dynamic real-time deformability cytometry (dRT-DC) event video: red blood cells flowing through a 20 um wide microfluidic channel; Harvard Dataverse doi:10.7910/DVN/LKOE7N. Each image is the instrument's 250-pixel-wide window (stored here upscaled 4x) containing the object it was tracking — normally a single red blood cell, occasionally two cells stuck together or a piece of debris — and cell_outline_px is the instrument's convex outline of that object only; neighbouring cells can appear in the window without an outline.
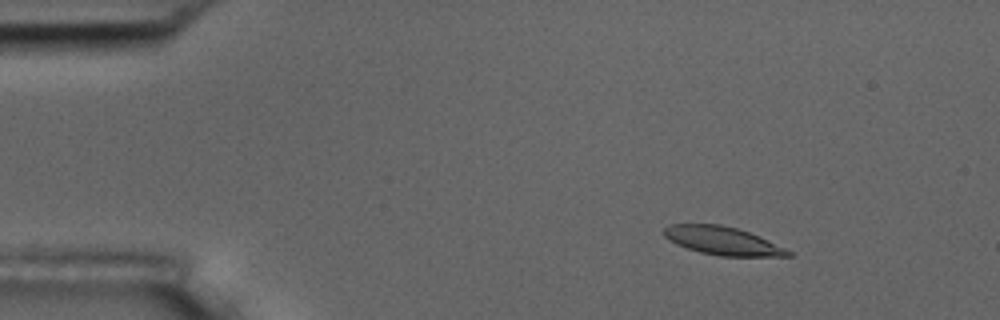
{"species": "common noctule bat (a hibernating species)", "species_latin": "Nyctalus noctula", "temperature_condition": "room temperature", "stored_images_in_passage": 15, "camera_frame_rate_fps": 3000, "um_per_image_px": 0.085, "animal": {"sex": "male", "body_mass_g": 17.5, "forearm_length_mm": 52.3}, "frame": {"image": 1, "passage_image": 3, "time_ms": 2.333, "image_size_px": [1000, 320], "cell_outline_px": [[792, 256], [720, 256], [700, 252], [676, 244], [664, 236], [660, 232], [668, 224], [720, 224], [736, 228], [748, 232], [784, 248], [792, 252]], "centroid_in_image_um": [61.34, 20.46], "position_along_channel_um": 23.7, "area_um2": 20.17}}
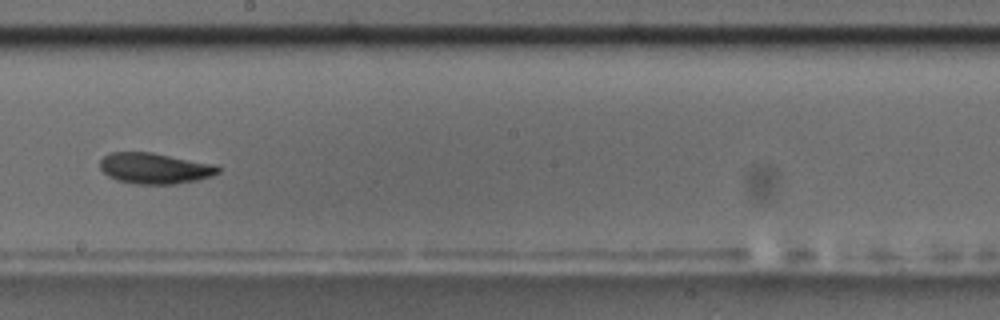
{"frame": {"image": 2, "passage_image": 9, "time_ms": 10.333, "image_size_px": [1000, 320], "cell_outline_px": [[220, 172], [212, 176], [196, 180], [176, 184], [136, 184], [116, 180], [108, 176], [100, 168], [100, 160], [108, 152], [152, 152], [216, 164], [220, 168]], "centroid_in_image_um": [13.16, 14.3], "position_along_channel_um": 235.0, "area_um2": 21.44}}
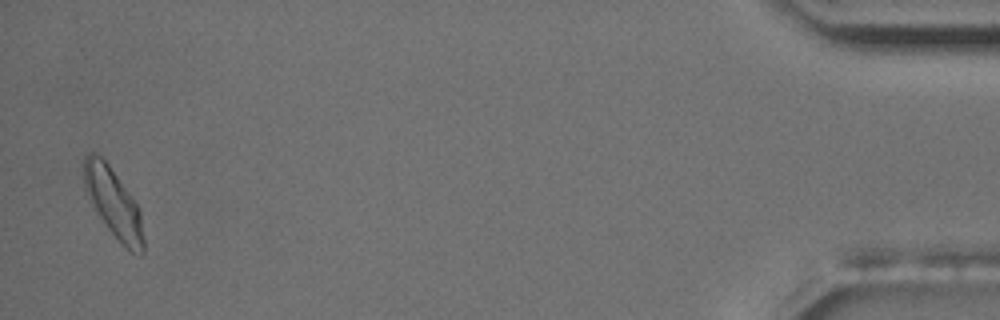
{"frame": {"image": 3, "passage_image": 15, "time_ms": 18.0, "image_size_px": [1000, 320], "cell_outline_px": [[144, 256], [140, 256], [132, 252], [120, 244], [96, 212], [88, 200], [84, 188], [84, 156], [88, 152], [92, 152], [100, 156], [108, 164], [132, 196], [140, 208], [144, 240]], "centroid_in_image_um": [9.65, 17.29], "position_along_channel_um": 425.5, "area_um2": 24.28}, "authors_computed_cell_mechanics": {"area_um2": 20.7502, "velocity_mm_per_s": 3.6102, "shape_relaxation_time_tau1_ms": 1.8419, "shape_relaxation_time_tau2_ms": 1.9004, "deformation_change_tau1": 0.1044, "deformation_change_tau2": 0.0819}}